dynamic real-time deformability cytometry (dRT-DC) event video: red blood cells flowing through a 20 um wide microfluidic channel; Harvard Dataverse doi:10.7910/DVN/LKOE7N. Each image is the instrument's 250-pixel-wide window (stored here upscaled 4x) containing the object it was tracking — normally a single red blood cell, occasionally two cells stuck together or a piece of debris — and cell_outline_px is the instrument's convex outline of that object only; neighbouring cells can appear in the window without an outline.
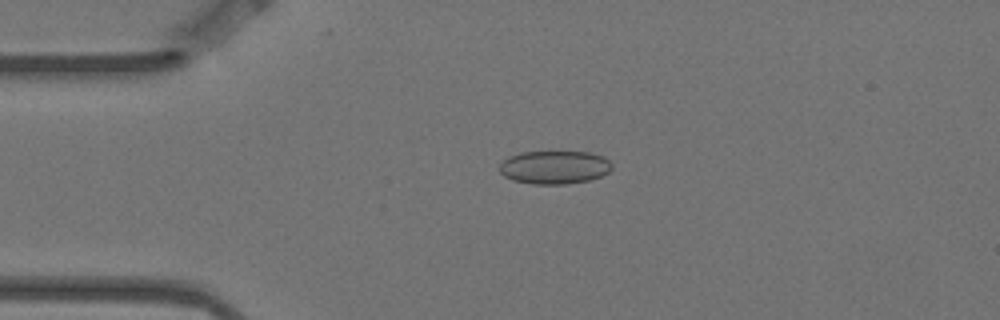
{"species": "Egyptian fruit bat (a non-hibernating species)", "species_latin": "Rousettus aegyptiacus", "temperature_condition": "warm", "stored_images_in_passage": 3, "camera_frame_rate_fps": 3000, "um_per_image_px": 0.085, "animal": {"sex": "female"}, "frame": {"image": 1, "passage_image": 3, "time_ms": 0.667, "image_size_px": [1000, 320], "cell_outline_px": [[612, 168], [608, 172], [600, 176], [588, 180], [564, 184], [532, 184], [512, 180], [504, 176], [500, 172], [500, 164], [508, 156], [520, 152], [588, 152], [604, 156], [612, 164]], "centroid_in_image_um": [47.11, 14.21], "position_along_channel_um": 37.9, "area_um2": 21.79}}